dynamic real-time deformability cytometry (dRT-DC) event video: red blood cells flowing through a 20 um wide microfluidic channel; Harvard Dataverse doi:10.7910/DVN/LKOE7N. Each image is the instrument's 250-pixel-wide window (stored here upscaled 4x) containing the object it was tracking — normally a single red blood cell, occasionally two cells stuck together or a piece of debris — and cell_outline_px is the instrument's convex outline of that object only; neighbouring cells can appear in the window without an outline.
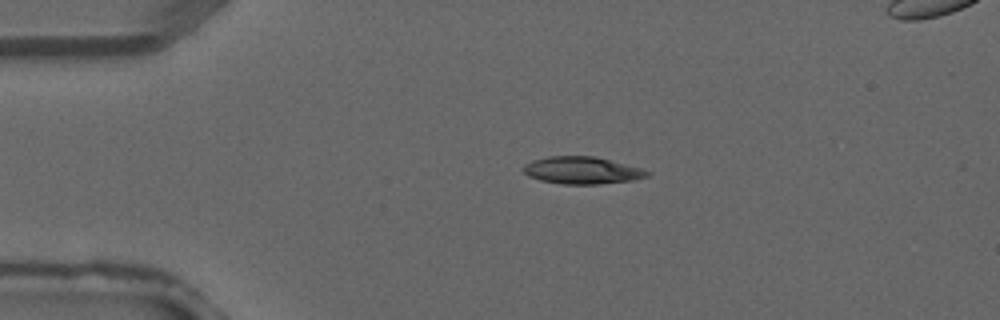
{"species": "common noctule bat (a hibernating species)", "species_latin": "Nyctalus noctula", "temperature_condition": "warm", "stored_images_in_passage": 3, "camera_frame_rate_fps": 3000, "um_per_image_px": 0.085, "animal": {"sex": "male", "forearm_length_mm": 52.5}, "frame": {"image": 1, "passage_image": 1, "time_ms": 0.0, "image_size_px": [1000, 320], "cell_outline_px": [[652, 172], [648, 176], [632, 180], [596, 184], [564, 184], [540, 180], [528, 176], [524, 172], [524, 164], [532, 160], [548, 156], [596, 156], [640, 168]], "centroid_in_image_um": [49.46, 14.47], "position_along_channel_um": 35.5, "area_um2": 19.54}}